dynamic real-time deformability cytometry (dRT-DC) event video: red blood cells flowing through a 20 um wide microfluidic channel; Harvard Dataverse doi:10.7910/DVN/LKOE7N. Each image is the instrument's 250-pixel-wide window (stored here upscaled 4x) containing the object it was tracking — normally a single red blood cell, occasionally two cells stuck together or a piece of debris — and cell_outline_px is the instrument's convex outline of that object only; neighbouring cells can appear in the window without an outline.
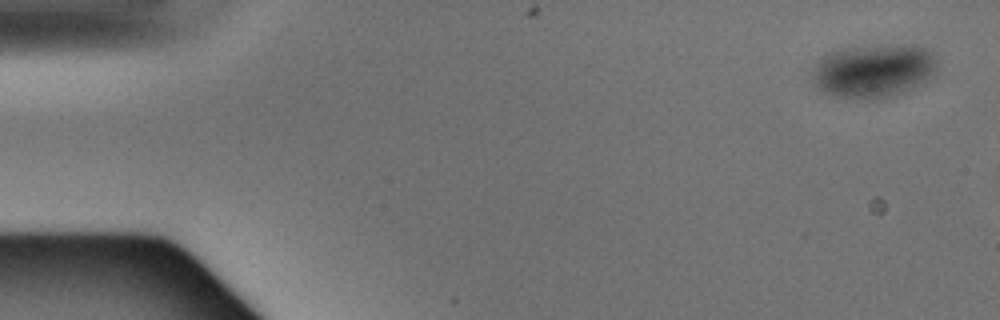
{"species": "Egyptian fruit bat (a non-hibernating species)", "species_latin": "Rousettus aegyptiacus", "temperature_condition": "warm", "stored_images_in_passage": 4, "camera_frame_rate_fps": 3000, "um_per_image_px": 0.085, "animal": {"sex": "male"}, "frame": {"image": 1, "passage_image": 1, "time_ms": 0.0, "image_size_px": [1000, 320], "cell_outline_px": [[936, 68], [924, 80], [904, 92], [896, 96], [876, 100], [868, 100], [836, 96], [816, 88], [812, 84], [808, 72], [816, 60], [828, 52], [856, 48], [924, 48], [936, 52]], "centroid_in_image_um": [74.11, 6.09], "position_along_channel_um": 10.9, "area_um2": 38.21}}